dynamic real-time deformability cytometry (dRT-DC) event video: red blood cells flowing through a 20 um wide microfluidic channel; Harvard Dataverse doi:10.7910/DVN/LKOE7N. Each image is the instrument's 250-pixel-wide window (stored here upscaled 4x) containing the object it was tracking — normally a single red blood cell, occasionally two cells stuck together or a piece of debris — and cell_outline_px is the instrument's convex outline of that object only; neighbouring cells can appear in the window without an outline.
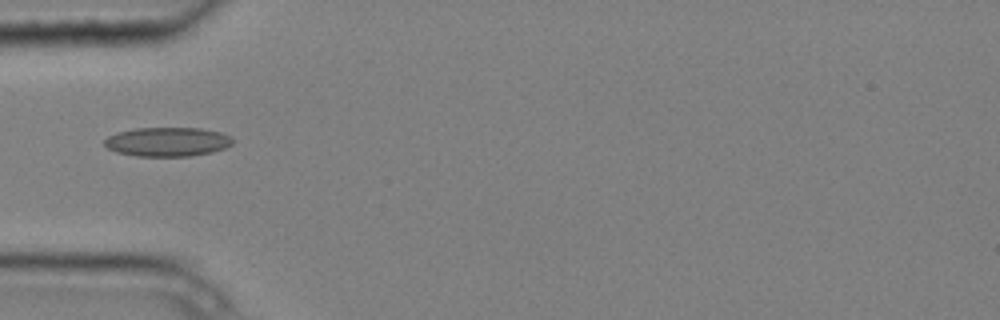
{"species": "common noctule bat (a hibernating species)", "species_latin": "Nyctalus noctula", "temperature_condition": "cold", "stored_images_in_passage": 6, "camera_frame_rate_fps": 3000, "um_per_image_px": 0.085, "animal": {"sex": "male", "body_mass_g": 20.4}, "frame": {"image": 1, "passage_image": 3, "time_ms": 0.667, "image_size_px": [1000, 320], "cell_outline_px": [[232, 144], [224, 148], [212, 152], [192, 156], [136, 156], [116, 152], [108, 148], [104, 144], [104, 140], [108, 136], [116, 132], [136, 128], [200, 128], [220, 132], [232, 136]], "centroid_in_image_um": [14.22, 12.05], "position_along_channel_um": 70.8, "area_um2": 21.85}}
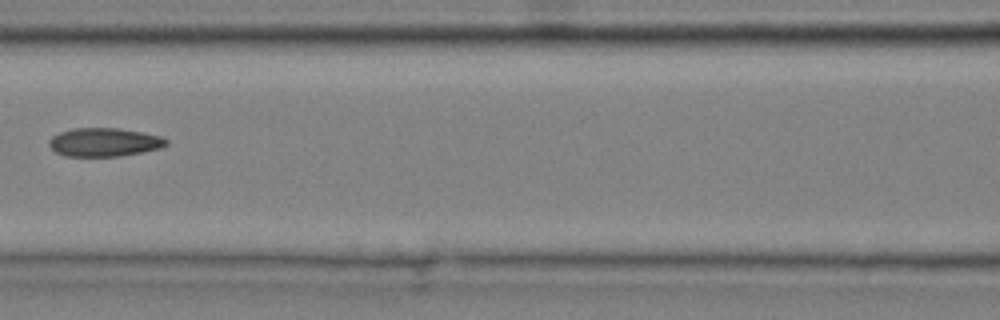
{"frame": {"image": 2, "passage_image": 5, "time_ms": 1.333, "image_size_px": [1000, 320], "cell_outline_px": [[168, 144], [160, 148], [120, 156], [64, 156], [56, 152], [48, 144], [48, 140], [52, 136], [60, 132], [72, 128], [120, 128], [144, 132], [160, 136], [168, 140]], "centroid_in_image_um": [8.85, 12.08], "position_along_channel_um": 157.8, "area_um2": 19.54}}
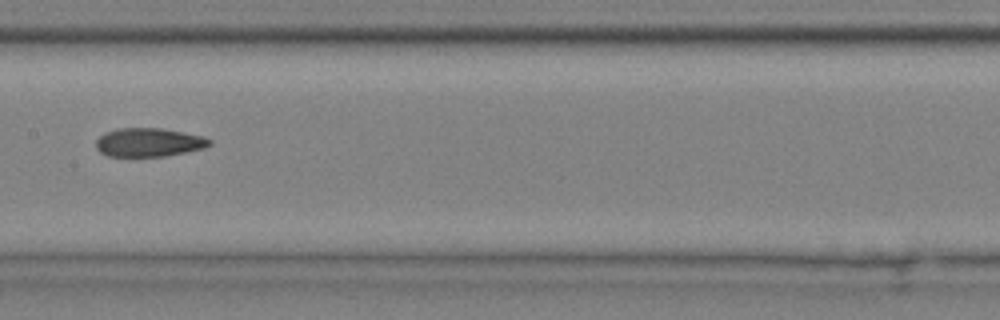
{"frame": {"image": 3, "passage_image": 6, "time_ms": 1.667, "image_size_px": [1000, 320], "cell_outline_px": [[212, 144], [204, 148], [164, 156], [108, 156], [100, 152], [96, 148], [96, 140], [104, 132], [120, 128], [160, 128], [184, 132], [204, 136], [212, 140]], "centroid_in_image_um": [12.65, 12.09], "position_along_channel_um": 194.7, "area_um2": 18.96}}